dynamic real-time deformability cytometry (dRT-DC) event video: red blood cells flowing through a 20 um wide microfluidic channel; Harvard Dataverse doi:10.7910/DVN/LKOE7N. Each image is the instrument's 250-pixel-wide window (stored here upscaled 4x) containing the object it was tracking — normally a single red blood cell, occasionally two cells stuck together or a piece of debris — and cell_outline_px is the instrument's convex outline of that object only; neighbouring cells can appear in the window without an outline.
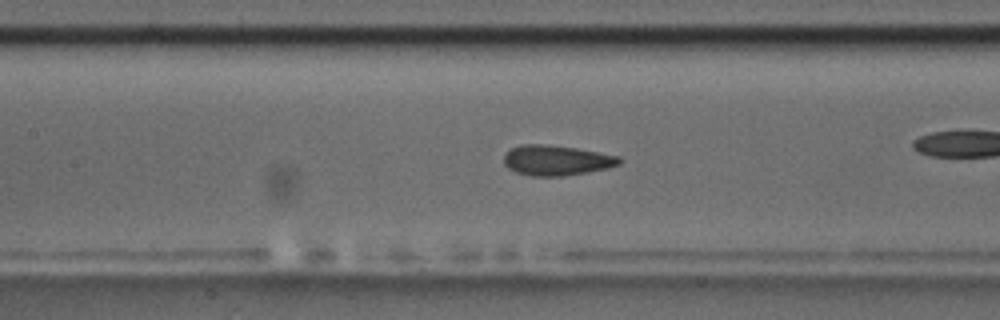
{"species": "common noctule bat (a hibernating species)", "species_latin": "Nyctalus noctula", "temperature_condition": "room temperature", "stored_images_in_passage": 56, "camera_frame_rate_fps": 3000, "um_per_image_px": 0.085, "animal": {"sex": "male", "body_mass_g": 17.5, "forearm_length_mm": 52.3}, "frame": {"image": 1, "passage_image": 25, "time_ms": 8.0, "image_size_px": [1000, 320], "cell_outline_px": [[620, 164], [608, 168], [560, 176], [528, 176], [516, 172], [508, 168], [504, 164], [504, 156], [512, 148], [520, 144], [548, 144], [576, 148], [620, 156]], "centroid_in_image_um": [47.27, 13.62], "position_along_channel_um": 160.1, "area_um2": 20.23}, "authors_computed_cell_mechanics": {"area_um2": 20.3456, "velocity_mm_per_s": 3.704, "shape_relaxation_time_tau1_ms": 3.8981, "shape_relaxation_time_tau2_ms": 1.1126, "deformation_change_tau1": 0.1431, "deformation_change_tau2": 0.0867}}